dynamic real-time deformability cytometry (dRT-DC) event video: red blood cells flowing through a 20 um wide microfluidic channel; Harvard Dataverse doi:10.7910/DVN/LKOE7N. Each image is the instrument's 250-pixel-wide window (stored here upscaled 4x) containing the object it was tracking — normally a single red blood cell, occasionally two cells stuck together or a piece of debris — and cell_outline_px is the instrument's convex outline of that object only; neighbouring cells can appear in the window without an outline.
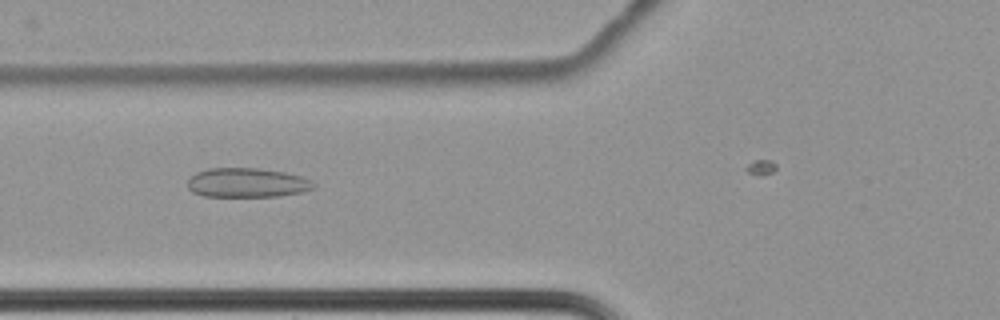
{"species": "common noctule bat (a hibernating species)", "species_latin": "Nyctalus noctula", "temperature_condition": "cold", "stored_images_in_passage": 25, "camera_frame_rate_fps": 3000, "um_per_image_px": 0.085, "animal": {"sex": "female", "body_mass_g": 22.7, "forearm_length_mm": 54.2}, "frame": {"image": 1, "passage_image": 22, "time_ms": 7.0, "image_size_px": [1000, 320], "cell_outline_px": [[316, 188], [304, 192], [276, 196], [204, 196], [192, 192], [188, 188], [188, 180], [196, 172], [208, 168], [256, 168], [284, 172], [300, 176], [312, 180], [316, 184]], "centroid_in_image_um": [21.03, 15.53], "position_along_channel_um": 104.8, "area_um2": 21.62}}